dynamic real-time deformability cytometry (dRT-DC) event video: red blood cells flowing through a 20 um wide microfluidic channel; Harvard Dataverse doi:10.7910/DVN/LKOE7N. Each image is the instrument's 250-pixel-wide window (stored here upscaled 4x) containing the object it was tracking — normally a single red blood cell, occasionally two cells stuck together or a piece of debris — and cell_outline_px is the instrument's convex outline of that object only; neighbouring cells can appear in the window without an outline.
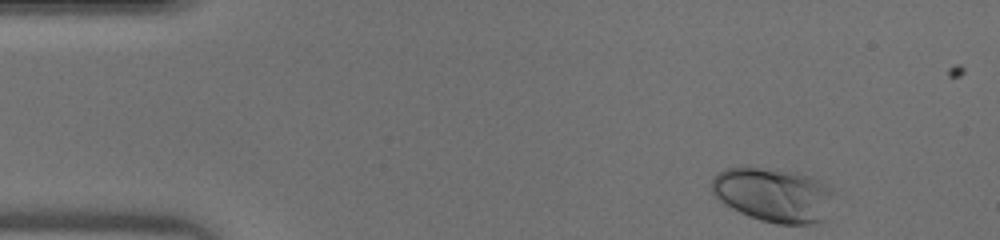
{"species": "human", "species_latin": "Homo sapiens", "temperature_condition": "warm", "stored_images_in_passage": 42, "camera_frame_rate_fps": 3000, "um_per_image_px": 0.085, "donor": {"sex": "male"}, "frame": {"image": 1, "passage_image": 1, "time_ms": 0.0, "image_size_px": [1000, 240], "cell_outline_px": [[832, 192], [824, 220], [812, 224], [776, 224], [760, 220], [748, 216], [724, 204], [712, 192], [712, 180], [716, 172], [728, 168], [744, 164], [776, 168], [796, 172], [812, 176], [828, 184], [832, 188]], "centroid_in_image_um": [65.7, 16.51], "position_along_channel_um": 19.3, "area_um2": 39.3}}
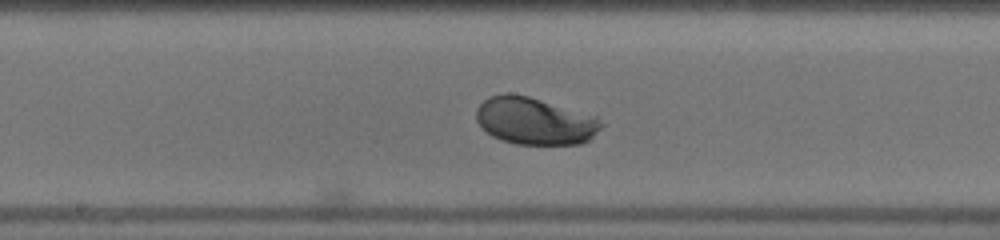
{"frame": {"image": 2, "passage_image": 20, "time_ms": 6.333, "image_size_px": [1000, 240], "cell_outline_px": [[604, 124], [588, 140], [580, 144], [516, 144], [492, 136], [476, 120], [476, 108], [488, 96], [504, 92], [512, 92], [528, 96], [596, 116]], "centroid_in_image_um": [45.43, 10.26], "position_along_channel_um": 202.8, "area_um2": 34.22}}
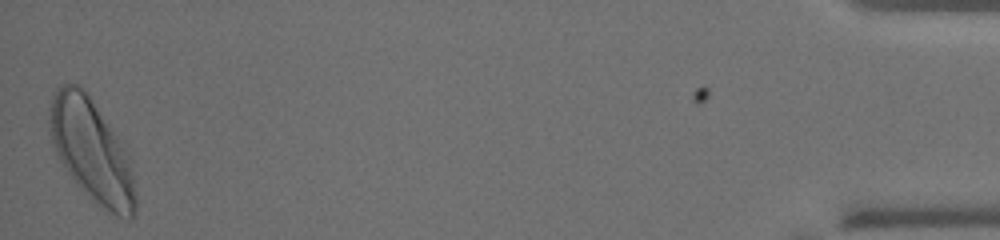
{"frame": {"image": 3, "passage_image": 42, "time_ms": 13.667, "image_size_px": [1000, 240], "cell_outline_px": [[136, 208], [132, 220], [128, 220], [96, 204], [76, 184], [60, 160], [56, 152], [52, 140], [48, 120], [48, 108], [52, 96], [56, 88], [64, 84], [80, 84], [88, 92], [116, 140], [128, 164], [132, 176], [136, 196]], "centroid_in_image_um": [7.71, 12.8], "position_along_channel_um": 427.5, "area_um2": 49.65}}